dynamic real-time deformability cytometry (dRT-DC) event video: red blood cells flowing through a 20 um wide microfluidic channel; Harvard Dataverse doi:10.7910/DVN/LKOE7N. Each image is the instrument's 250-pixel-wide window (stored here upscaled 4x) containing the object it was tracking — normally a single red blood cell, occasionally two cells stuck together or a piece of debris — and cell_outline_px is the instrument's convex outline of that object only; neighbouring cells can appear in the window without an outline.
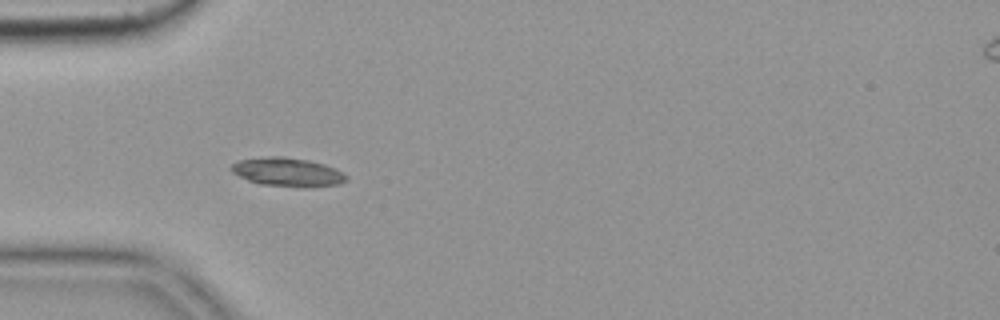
{"species": "common noctule bat (a hibernating species)", "species_latin": "Nyctalus noctula", "temperature_condition": "cold", "stored_images_in_passage": 6, "camera_frame_rate_fps": 3000, "um_per_image_px": 0.085, "animal": {"sex": "female", "body_mass_g": 19.9}, "frame": {"image": 1, "passage_image": 5, "time_ms": 1.333, "image_size_px": [1000, 320], "cell_outline_px": [[348, 180], [340, 184], [308, 188], [300, 188], [260, 184], [248, 180], [232, 172], [228, 168], [232, 164], [240, 160], [268, 156], [284, 156], [308, 160], [324, 164], [336, 168], [344, 172], [348, 176]], "centroid_in_image_um": [24.49, 14.64], "position_along_channel_um": 60.5, "area_um2": 19.65}}